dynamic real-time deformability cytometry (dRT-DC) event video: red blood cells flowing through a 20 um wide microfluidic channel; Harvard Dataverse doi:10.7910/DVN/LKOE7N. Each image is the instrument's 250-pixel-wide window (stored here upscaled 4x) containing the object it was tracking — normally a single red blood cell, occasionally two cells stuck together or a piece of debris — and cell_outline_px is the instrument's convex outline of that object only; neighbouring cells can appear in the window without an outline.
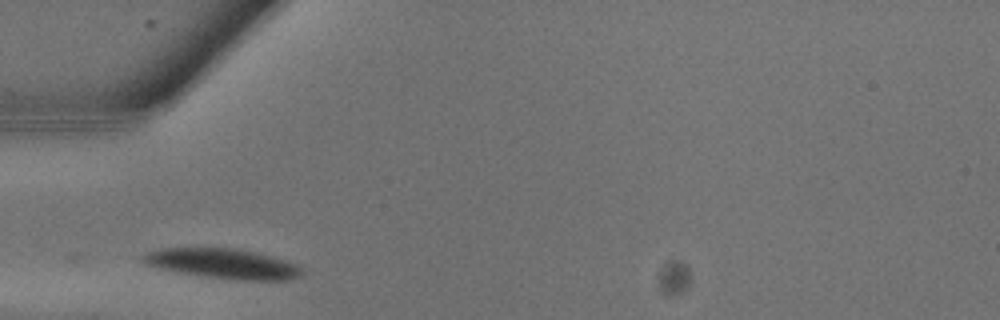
{"species": "common noctule bat (a hibernating species)", "species_latin": "Nyctalus noctula", "temperature_condition": "warm", "stored_images_in_passage": 7, "camera_frame_rate_fps": 3000, "um_per_image_px": 0.085, "animal": {"sex": "male", "body_mass_g": 13.3}, "frame": {"image": 1, "passage_image": 1, "time_ms": 0.0, "image_size_px": [1000, 320], "cell_outline_px": [[304, 272], [300, 276], [284, 280], [236, 280], [204, 276], [144, 264], [140, 260], [140, 256], [148, 252], [160, 248], [236, 248], [272, 256], [296, 264], [304, 268]], "centroid_in_image_um": [18.98, 22.4], "position_along_channel_um": 66.0, "area_um2": 27.51}}
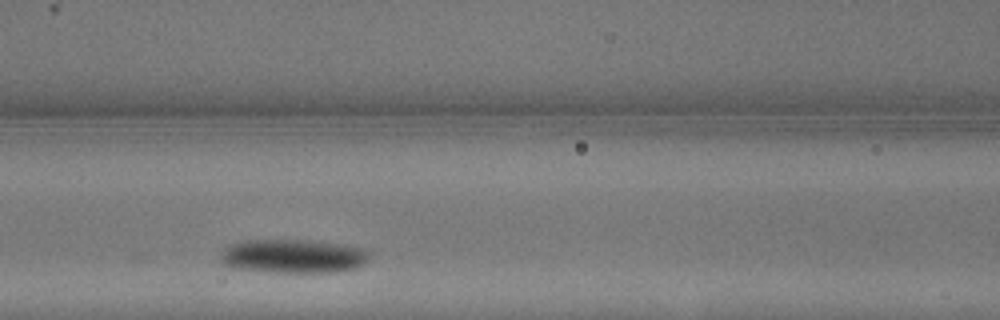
{"frame": {"image": 2, "passage_image": 4, "time_ms": 1.0, "image_size_px": [1000, 320], "cell_outline_px": [[372, 252], [368, 260], [364, 264], [356, 268], [336, 272], [272, 272], [232, 268], [224, 264], [220, 260], [220, 252], [228, 244], [244, 240], [320, 240], [344, 244], [364, 248]], "centroid_in_image_um": [24.94, 21.76], "position_along_channel_um": 141.7, "area_um2": 30.06}}
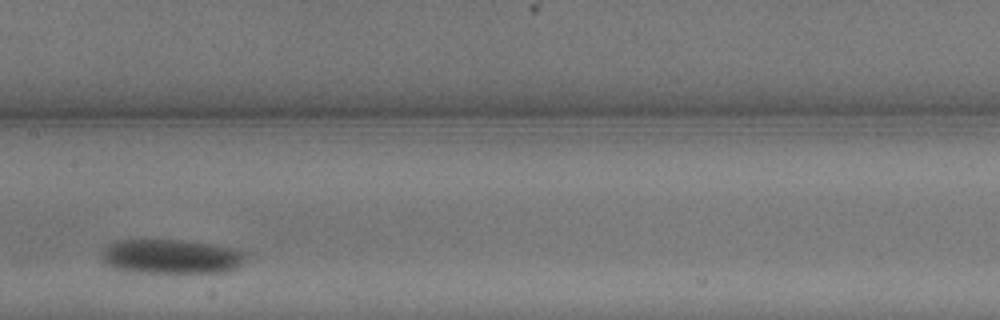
{"frame": {"image": 3, "passage_image": 6, "time_ms": 1.667, "image_size_px": [1000, 320], "cell_outline_px": [[248, 256], [236, 268], [228, 272], [140, 272], [116, 268], [104, 264], [100, 256], [108, 244], [116, 240], [184, 240], [212, 244], [232, 248], [244, 252]], "centroid_in_image_um": [14.55, 21.8], "position_along_channel_um": 192.9, "area_um2": 28.78}}